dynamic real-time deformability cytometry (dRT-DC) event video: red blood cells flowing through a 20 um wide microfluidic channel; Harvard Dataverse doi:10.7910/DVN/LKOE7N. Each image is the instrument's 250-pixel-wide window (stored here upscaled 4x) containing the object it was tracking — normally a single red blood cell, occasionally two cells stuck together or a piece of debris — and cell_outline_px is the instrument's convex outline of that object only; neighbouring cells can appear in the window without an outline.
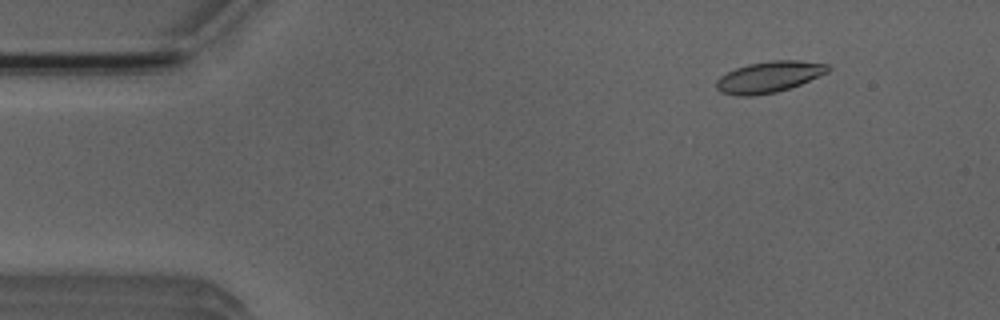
{"species": "Egyptian fruit bat (a non-hibernating species)", "species_latin": "Rousettus aegyptiacus", "temperature_condition": "room temperature", "stored_images_in_passage": 10, "camera_frame_rate_fps": 3000, "um_per_image_px": 0.085, "animal": {"sex": "male"}, "frame": {"image": 1, "passage_image": 6, "time_ms": 1.667, "image_size_px": [1000, 320], "cell_outline_px": [[832, 68], [828, 72], [800, 84], [776, 92], [752, 96], [736, 96], [720, 92], [716, 88], [716, 80], [720, 76], [736, 68], [748, 64], [772, 60], [800, 60], [828, 64]], "centroid_in_image_um": [65.36, 6.54], "position_along_channel_um": 19.6, "area_um2": 20.29}}